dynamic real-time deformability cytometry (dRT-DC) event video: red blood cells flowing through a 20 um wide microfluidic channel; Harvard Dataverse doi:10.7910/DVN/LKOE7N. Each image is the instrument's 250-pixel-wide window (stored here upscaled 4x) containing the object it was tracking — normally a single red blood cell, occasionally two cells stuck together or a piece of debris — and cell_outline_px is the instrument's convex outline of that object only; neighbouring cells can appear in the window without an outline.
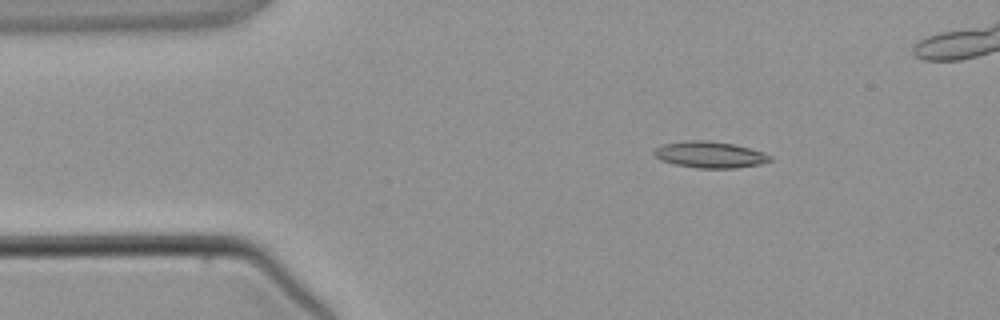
{"species": "common noctule bat (a hibernating species)", "species_latin": "Nyctalus noctula", "temperature_condition": "warm", "stored_images_in_passage": 3, "camera_frame_rate_fps": 3000, "um_per_image_px": 0.085, "animal": {"sex": "male", "body_mass_g": 21.5, "forearm_length_mm": 52.0}, "frame": {"image": 1, "passage_image": 2, "time_ms": 3.333, "image_size_px": [1000, 320], "cell_outline_px": [[772, 160], [760, 164], [736, 168], [700, 168], [676, 164], [660, 160], [652, 152], [656, 148], [664, 144], [688, 140], [708, 140], [732, 144], [764, 152], [772, 156]], "centroid_in_image_um": [60.35, 13.14], "position_along_channel_um": 24.6, "area_um2": 17.69}}